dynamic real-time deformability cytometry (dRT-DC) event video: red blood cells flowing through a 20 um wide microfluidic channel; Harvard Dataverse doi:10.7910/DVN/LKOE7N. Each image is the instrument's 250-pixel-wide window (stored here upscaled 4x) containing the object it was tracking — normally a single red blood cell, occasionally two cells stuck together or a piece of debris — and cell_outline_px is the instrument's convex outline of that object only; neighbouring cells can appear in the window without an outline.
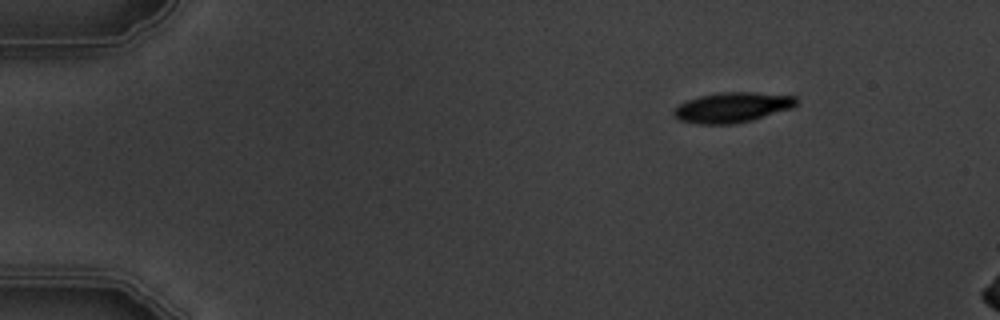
{"species": "common noctule bat (a hibernating species)", "species_latin": "Nyctalus noctula", "temperature_condition": "warm", "stored_images_in_passage": 3, "camera_frame_rate_fps": 3000, "um_per_image_px": 0.085, "animal": {"sex": "male", "body_mass_g": 19.5, "forearm_length_mm": 54.6}, "frame": {"image": 1, "passage_image": 1, "time_ms": 0.0, "image_size_px": [1000, 320], "cell_outline_px": [[796, 104], [792, 108], [752, 120], [736, 124], [696, 124], [680, 120], [672, 112], [680, 104], [688, 100], [700, 96], [720, 92], [752, 92], [796, 96]], "centroid_in_image_um": [62.25, 9.13], "position_along_channel_um": 22.7, "area_um2": 21.39}}